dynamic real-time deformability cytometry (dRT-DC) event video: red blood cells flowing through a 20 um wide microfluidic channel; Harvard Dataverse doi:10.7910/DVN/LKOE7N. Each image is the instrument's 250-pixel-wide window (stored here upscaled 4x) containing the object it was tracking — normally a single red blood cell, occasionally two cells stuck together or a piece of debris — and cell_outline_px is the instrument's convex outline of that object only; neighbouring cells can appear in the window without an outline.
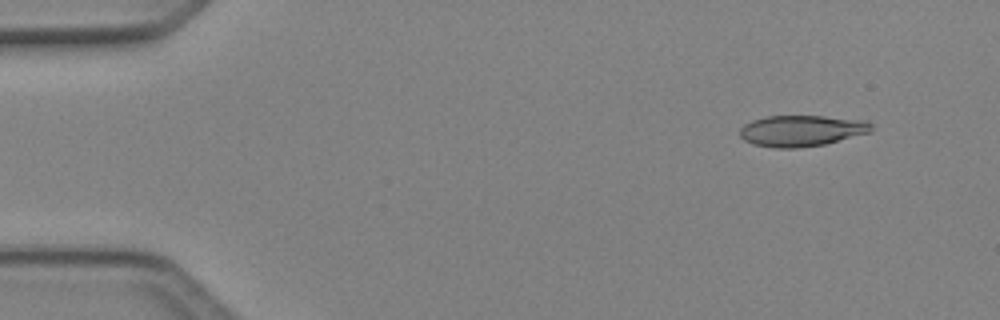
{"species": "Egyptian fruit bat (a non-hibernating species)", "species_latin": "Rousettus aegyptiacus", "temperature_condition": "cold", "stored_images_in_passage": 5, "camera_frame_rate_fps": 3000, "um_per_image_px": 0.085, "animal": {"sex": "female"}, "frame": {"image": 1, "passage_image": 2, "time_ms": 0.333, "image_size_px": [1000, 320], "cell_outline_px": [[872, 132], [824, 144], [796, 148], [772, 148], [752, 144], [744, 140], [740, 136], [740, 128], [744, 124], [752, 120], [764, 116], [824, 116], [864, 120], [872, 124]], "centroid_in_image_um": [68.11, 11.11], "position_along_channel_um": 16.9, "area_um2": 23.99}}
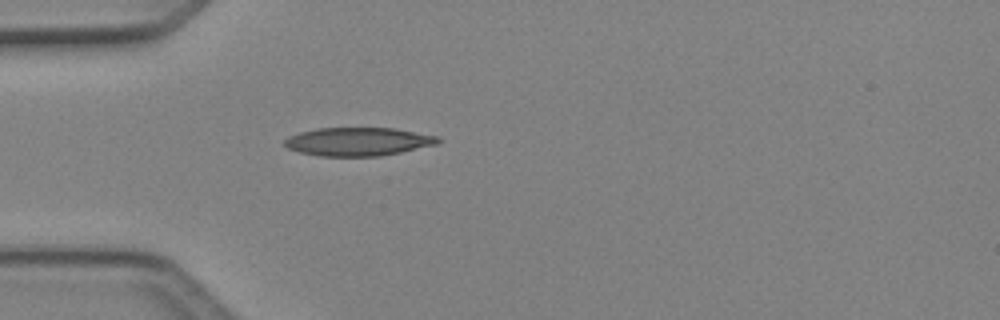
{"frame": {"image": 2, "passage_image": 5, "time_ms": 1.333, "image_size_px": [1000, 320], "cell_outline_px": [[440, 140], [436, 144], [400, 152], [380, 156], [320, 156], [300, 152], [288, 148], [284, 144], [284, 140], [288, 136], [300, 132], [316, 128], [396, 128], [440, 136]], "centroid_in_image_um": [30.44, 12.03], "position_along_channel_um": 54.6, "area_um2": 25.37}}